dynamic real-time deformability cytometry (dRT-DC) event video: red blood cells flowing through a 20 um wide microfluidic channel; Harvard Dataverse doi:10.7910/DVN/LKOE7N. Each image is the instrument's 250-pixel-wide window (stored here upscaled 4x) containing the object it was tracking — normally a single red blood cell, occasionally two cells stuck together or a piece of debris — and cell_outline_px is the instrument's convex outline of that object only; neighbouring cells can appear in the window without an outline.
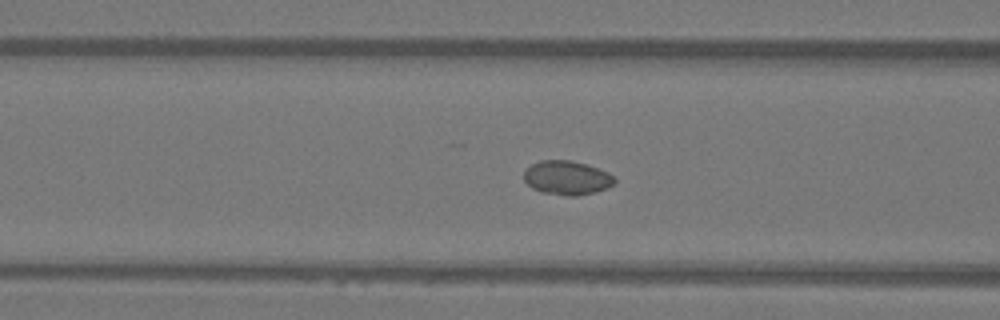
{"species": "Egyptian fruit bat (a non-hibernating species)", "species_latin": "Rousettus aegyptiacus", "temperature_condition": "warm", "stored_images_in_passage": 37, "camera_frame_rate_fps": 3000, "um_per_image_px": 0.085, "animal": {"sex": "female"}, "frame": {"image": 1, "passage_image": 19, "time_ms": 6.0, "image_size_px": [1000, 320], "cell_outline_px": [[616, 184], [608, 188], [596, 192], [576, 196], [568, 196], [540, 192], [532, 188], [524, 180], [524, 168], [540, 160], [572, 160], [588, 164], [608, 172], [616, 180]], "centroid_in_image_um": [48.2, 15.11], "position_along_channel_um": 118.4, "area_um2": 18.32}}
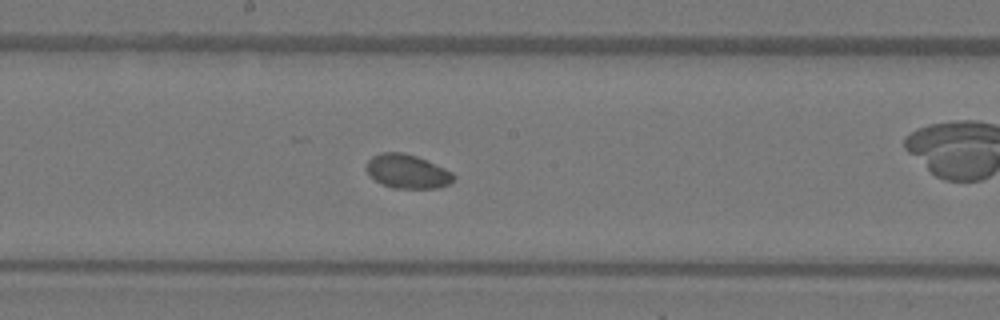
{"frame": {"image": 2, "passage_image": 26, "time_ms": 8.333, "image_size_px": [1000, 320], "cell_outline_px": [[456, 180], [440, 188], [392, 188], [376, 180], [364, 168], [368, 160], [372, 156], [380, 152], [404, 152], [428, 160], [452, 172], [456, 176]], "centroid_in_image_um": [34.65, 14.56], "position_along_channel_um": 213.6, "area_um2": 17.4}}
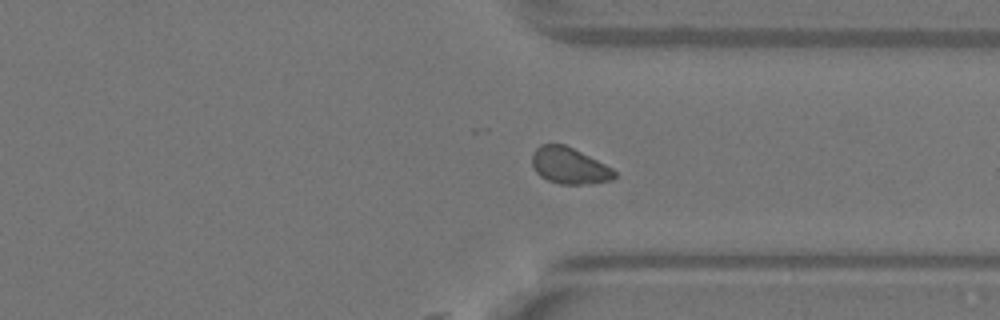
{"frame": {"image": 3, "passage_image": 37, "time_ms": 12.0, "image_size_px": [1000, 320], "cell_outline_px": [[616, 176], [612, 180], [592, 184], [560, 184], [548, 180], [540, 176], [536, 172], [532, 164], [532, 152], [540, 144], [564, 144], [612, 168], [616, 172]], "centroid_in_image_um": [48.37, 14.1], "position_along_channel_um": 363.0, "area_um2": 17.4}}